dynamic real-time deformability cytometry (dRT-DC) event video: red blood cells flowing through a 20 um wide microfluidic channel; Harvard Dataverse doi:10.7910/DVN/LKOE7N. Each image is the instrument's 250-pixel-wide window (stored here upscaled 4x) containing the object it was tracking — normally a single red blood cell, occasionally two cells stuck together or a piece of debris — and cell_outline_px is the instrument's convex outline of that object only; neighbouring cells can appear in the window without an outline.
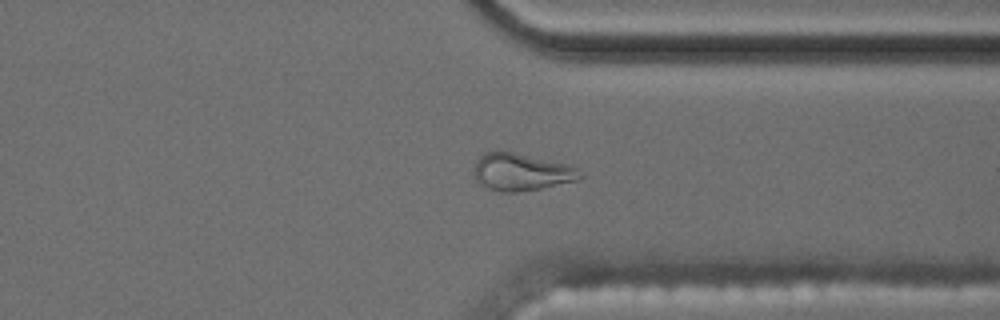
{"species": "common noctule bat (a hibernating species)", "species_latin": "Nyctalus noctula", "temperature_condition": "cold", "stored_images_in_passage": 57, "camera_frame_rate_fps": 3000, "um_per_image_px": 0.085, "animal": {"sex": "male", "body_mass_g": 17.5, "forearm_length_mm": 52.3}, "frame": {"image": 1, "passage_image": 44, "time_ms": 14.333, "image_size_px": [1000, 320], "cell_outline_px": [[584, 176], [576, 180], [544, 188], [516, 192], [500, 192], [488, 188], [480, 184], [476, 180], [476, 164], [480, 156], [484, 152], [512, 152], [568, 164], [576, 168]], "centroid_in_image_um": [44.34, 14.64], "position_along_channel_um": 367.1, "area_um2": 22.66}}
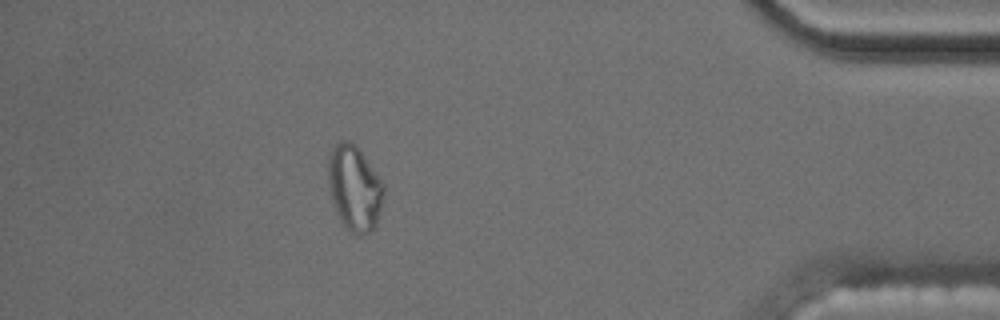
{"frame": {"image": 2, "passage_image": 51, "time_ms": 16.667, "image_size_px": [1000, 320], "cell_outline_px": [[384, 192], [376, 224], [368, 232], [352, 232], [340, 220], [332, 204], [328, 184], [328, 156], [332, 148], [336, 144], [344, 140], [348, 140], [356, 144], [384, 184]], "centroid_in_image_um": [30.1, 15.92], "position_along_channel_um": 405.1, "area_um2": 27.22}, "authors_computed_cell_mechanics": {"area_um2": 16.8776, "velocity_mm_per_s": 3.5446, "shape_relaxation_time_tau1_ms": null, "shape_relaxation_time_tau2_ms": 2.0961, "deformation_change_tau1": null, "deformation_change_tau2": 0.1067}}